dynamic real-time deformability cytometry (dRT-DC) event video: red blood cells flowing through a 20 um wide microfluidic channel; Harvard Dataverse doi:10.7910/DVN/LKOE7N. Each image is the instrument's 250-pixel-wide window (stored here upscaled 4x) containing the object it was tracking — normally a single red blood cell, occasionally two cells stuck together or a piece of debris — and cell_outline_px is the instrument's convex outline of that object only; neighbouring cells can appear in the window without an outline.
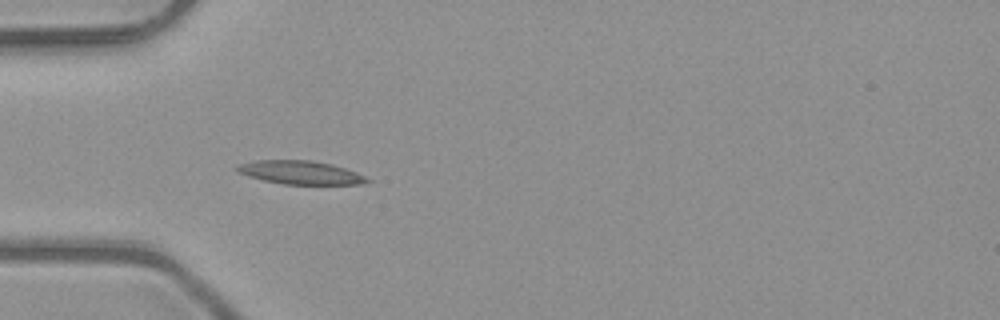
{"species": "common noctule bat (a hibernating species)", "species_latin": "Nyctalus noctula", "temperature_condition": "room temperature", "stored_images_in_passage": 3, "camera_frame_rate_fps": 3000, "um_per_image_px": 0.085, "animal": {"sex": "male", "body_mass_g": 23.1, "forearm_length_mm": 52.7}, "frame": {"image": 1, "passage_image": 3, "time_ms": 0.667, "image_size_px": [1000, 320], "cell_outline_px": [[372, 180], [360, 184], [284, 184], [264, 180], [248, 176], [240, 172], [236, 168], [236, 164], [256, 160], [312, 160], [332, 164], [356, 172]], "centroid_in_image_um": [25.53, 14.65], "position_along_channel_um": 59.5, "area_um2": 17.63}}